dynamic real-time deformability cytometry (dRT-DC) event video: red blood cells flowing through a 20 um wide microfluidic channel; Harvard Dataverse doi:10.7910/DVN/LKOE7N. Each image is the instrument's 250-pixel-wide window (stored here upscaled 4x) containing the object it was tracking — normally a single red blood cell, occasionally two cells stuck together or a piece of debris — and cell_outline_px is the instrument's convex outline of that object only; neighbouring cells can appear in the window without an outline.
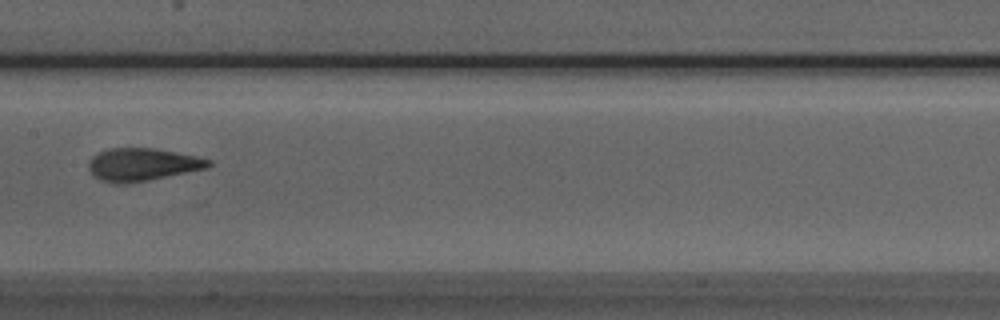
{"species": "Egyptian fruit bat (a non-hibernating species)", "species_latin": "Rousettus aegyptiacus", "temperature_condition": "room temperature", "stored_images_in_passage": 7, "camera_frame_rate_fps": 3000, "um_per_image_px": 0.085, "animal": {"sex": "male"}, "frame": {"image": 1, "passage_image": 7, "time_ms": 7.0, "image_size_px": [1000, 320], "cell_outline_px": [[212, 164], [208, 168], [128, 184], [116, 184], [100, 180], [92, 176], [88, 168], [88, 160], [96, 152], [108, 148], [152, 148], [196, 156], [212, 160]], "centroid_in_image_um": [12.04, 13.99], "position_along_channel_um": 195.4, "area_um2": 23.12}}